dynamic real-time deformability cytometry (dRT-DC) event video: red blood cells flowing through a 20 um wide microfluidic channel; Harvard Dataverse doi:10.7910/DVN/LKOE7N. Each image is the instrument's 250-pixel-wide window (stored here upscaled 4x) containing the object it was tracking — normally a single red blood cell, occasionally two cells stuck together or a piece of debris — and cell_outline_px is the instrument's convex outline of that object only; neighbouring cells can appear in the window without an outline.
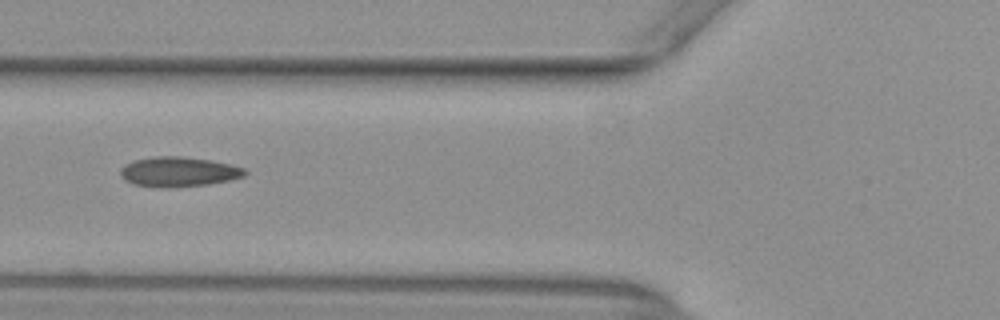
{"species": "common noctule bat (a hibernating species)", "species_latin": "Nyctalus noctula", "temperature_condition": "warm", "stored_images_in_passage": 39, "camera_frame_rate_fps": 3000, "um_per_image_px": 0.085, "animal": {"sex": "female", "body_mass_g": 29.2, "forearm_length_mm": 56.3}, "frame": {"image": 1, "passage_image": 7, "time_ms": 2.0, "image_size_px": [1000, 320], "cell_outline_px": [[248, 172], [244, 176], [228, 180], [208, 184], [164, 188], [132, 184], [124, 180], [120, 176], [120, 168], [124, 164], [132, 160], [156, 156], [180, 156], [212, 160], [232, 164], [244, 168]], "centroid_in_image_um": [15.15, 14.59], "position_along_channel_um": 110.7, "area_um2": 21.85}}
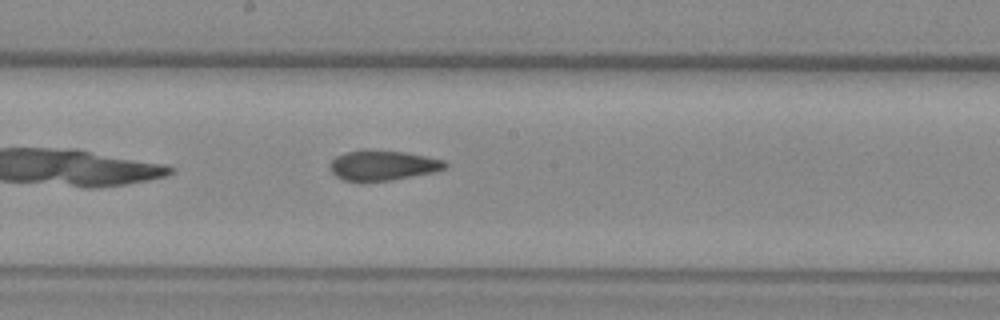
{"frame": {"image": 2, "passage_image": 15, "time_ms": 4.667, "image_size_px": [1000, 320], "cell_outline_px": [[448, 164], [444, 168], [432, 172], [392, 180], [364, 184], [360, 184], [344, 180], [336, 176], [332, 172], [332, 160], [336, 156], [360, 148], [404, 152], [444, 160]], "centroid_in_image_um": [32.48, 14.08], "position_along_channel_um": 215.7, "area_um2": 20.52}}
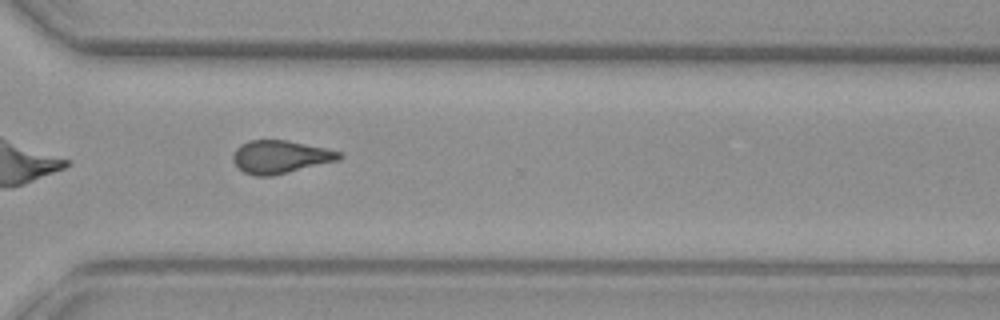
{"frame": {"image": 3, "passage_image": 25, "time_ms": 8.0, "image_size_px": [1000, 320], "cell_outline_px": [[344, 156], [340, 160], [272, 176], [256, 176], [244, 172], [232, 160], [232, 156], [236, 148], [240, 144], [248, 140], [284, 140], [344, 152]], "centroid_in_image_um": [23.84, 13.33], "position_along_channel_um": 346.8, "area_um2": 20.4}}